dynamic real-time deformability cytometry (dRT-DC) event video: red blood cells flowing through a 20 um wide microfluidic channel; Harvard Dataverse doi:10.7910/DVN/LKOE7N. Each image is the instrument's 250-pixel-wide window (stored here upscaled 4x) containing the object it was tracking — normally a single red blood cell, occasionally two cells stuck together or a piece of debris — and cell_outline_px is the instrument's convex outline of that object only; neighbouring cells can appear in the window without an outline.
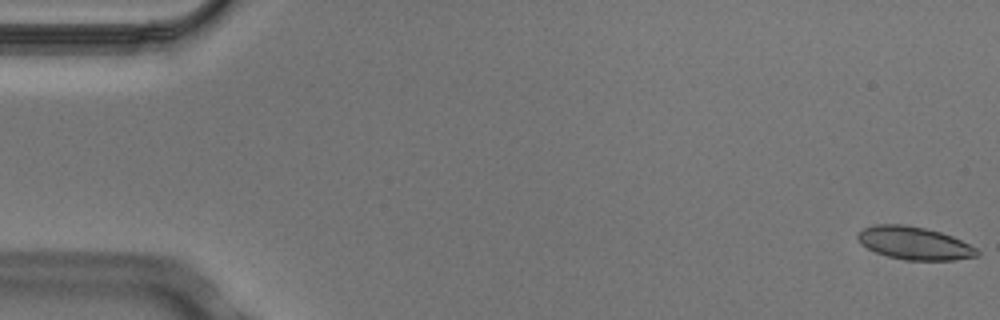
{"species": "Egyptian fruit bat (a non-hibernating species)", "species_latin": "Rousettus aegyptiacus", "temperature_condition": "cold", "stored_images_in_passage": 4, "camera_frame_rate_fps": 3000, "um_per_image_px": 0.085, "animal": {"sex": "male"}, "frame": {"image": 1, "passage_image": 1, "time_ms": 0.0, "image_size_px": [1000, 320], "cell_outline_px": [[980, 256], [956, 260], [904, 260], [888, 256], [876, 252], [860, 244], [856, 240], [856, 232], [864, 228], [876, 224], [900, 224], [924, 228], [940, 232], [952, 236], [976, 248], [980, 252]], "centroid_in_image_um": [77.7, 20.67], "position_along_channel_um": 7.3, "area_um2": 22.95}}
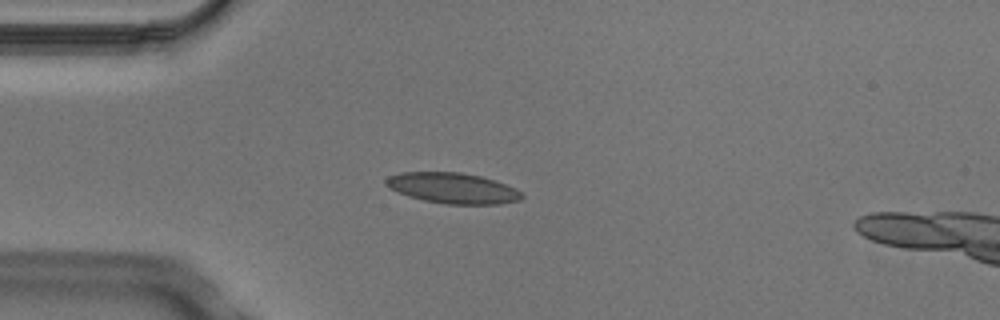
{"frame": {"image": 2, "passage_image": 4, "time_ms": 1.0, "image_size_px": [1000, 320], "cell_outline_px": [[524, 196], [520, 200], [500, 204], [444, 204], [424, 200], [408, 196], [396, 192], [388, 188], [384, 184], [384, 180], [388, 176], [400, 172], [460, 172], [480, 176], [516, 188]], "centroid_in_image_um": [38.42, 15.99], "position_along_channel_um": 46.6, "area_um2": 24.33}}